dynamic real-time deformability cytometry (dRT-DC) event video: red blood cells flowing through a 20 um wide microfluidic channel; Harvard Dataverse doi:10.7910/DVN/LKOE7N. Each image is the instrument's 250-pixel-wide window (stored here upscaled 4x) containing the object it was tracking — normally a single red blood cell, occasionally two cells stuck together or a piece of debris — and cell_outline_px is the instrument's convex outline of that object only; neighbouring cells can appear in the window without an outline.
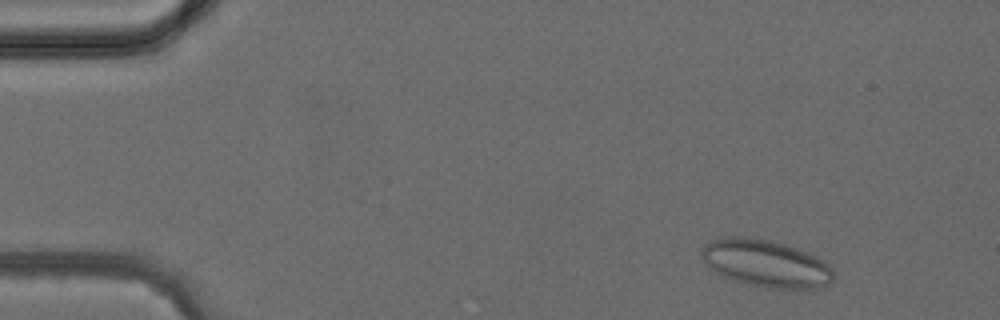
{"species": "common noctule bat (a hibernating species)", "species_latin": "Nyctalus noctula", "temperature_condition": "cold", "stored_images_in_passage": 4, "camera_frame_rate_fps": 3000, "um_per_image_px": 0.085, "animal": {"sex": "female", "body_mass_g": 24.6, "forearm_length_mm": 56.2}, "frame": {"image": 1, "passage_image": 1, "time_ms": 0.0, "image_size_px": [1000, 320], "cell_outline_px": [[832, 280], [828, 284], [804, 292], [768, 288], [736, 280], [724, 276], [712, 268], [700, 256], [700, 252], [704, 244], [712, 240], [724, 236], [748, 236], [768, 240], [784, 244], [808, 252], [824, 260], [832, 268]], "centroid_in_image_um": [65.14, 22.4], "position_along_channel_um": 19.9, "area_um2": 36.65}}